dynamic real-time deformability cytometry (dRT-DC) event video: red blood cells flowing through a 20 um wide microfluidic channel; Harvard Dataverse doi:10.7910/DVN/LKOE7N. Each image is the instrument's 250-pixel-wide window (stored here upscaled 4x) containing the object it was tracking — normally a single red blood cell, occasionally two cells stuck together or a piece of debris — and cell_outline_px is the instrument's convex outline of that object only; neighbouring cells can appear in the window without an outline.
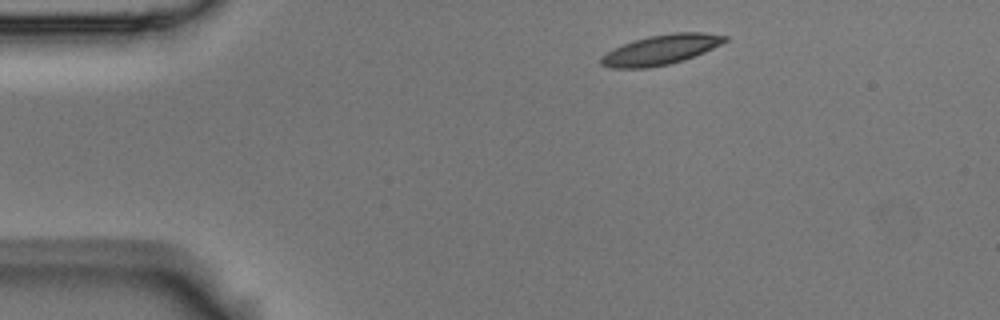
{"species": "Egyptian fruit bat (a non-hibernating species)", "species_latin": "Rousettus aegyptiacus", "temperature_condition": "room temperature", "stored_images_in_passage": 47, "camera_frame_rate_fps": 3000, "um_per_image_px": 0.085, "animal": {"sex": "male"}, "frame": {"image": 1, "passage_image": 1, "time_ms": 0.0, "image_size_px": [1000, 320], "cell_outline_px": [[728, 40], [704, 52], [668, 64], [648, 68], [612, 68], [600, 64], [600, 56], [612, 48], [632, 40], [648, 36], [672, 32], [704, 32], [728, 36]], "centroid_in_image_um": [56.12, 4.21], "position_along_channel_um": 28.9, "area_um2": 21.56}}
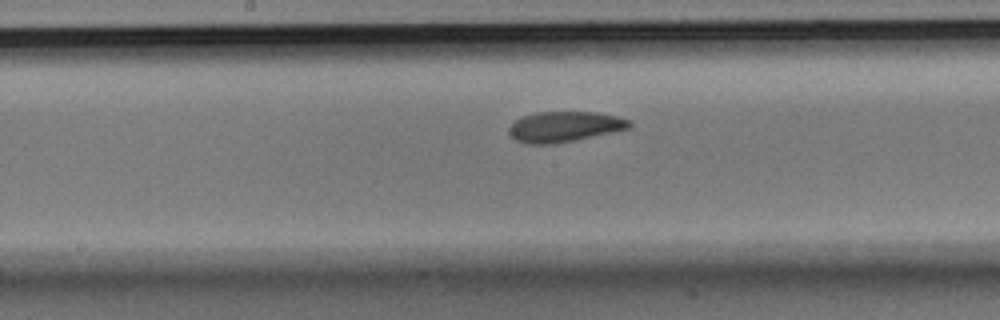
{"frame": {"image": 2, "passage_image": 20, "time_ms": 6.333, "image_size_px": [1000, 320], "cell_outline_px": [[632, 124], [628, 128], [612, 132], [552, 144], [524, 144], [516, 140], [508, 132], [508, 128], [516, 120], [524, 116], [536, 112], [596, 112], [616, 116], [632, 120]], "centroid_in_image_um": [47.96, 10.76], "position_along_channel_um": 200.2, "area_um2": 21.15}}
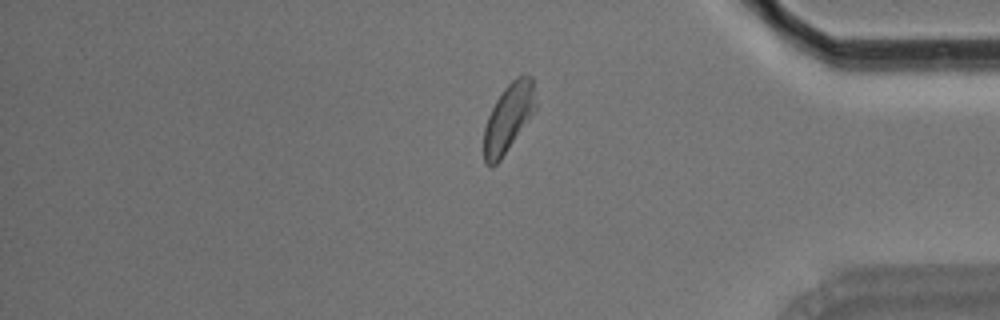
{"frame": {"image": 3, "passage_image": 38, "time_ms": 12.333, "image_size_px": [1000, 320], "cell_outline_px": [[536, 108], [528, 120], [500, 160], [492, 168], [488, 168], [484, 164], [484, 128], [488, 116], [496, 100], [504, 88], [516, 76], [532, 76], [536, 104]], "centroid_in_image_um": [43.19, 10.04], "position_along_channel_um": 392.0, "area_um2": 20.35}, "authors_computed_cell_mechanics": {"area_um2": 20.9814, "velocity_mm_per_s": 3.5901, "shape_relaxation_time_tau1_ms": 3.933, "shape_relaxation_time_tau2_ms": 3.4506, "deformation_change_tau1": 0.1385, "deformation_change_tau2": 0.0986}}